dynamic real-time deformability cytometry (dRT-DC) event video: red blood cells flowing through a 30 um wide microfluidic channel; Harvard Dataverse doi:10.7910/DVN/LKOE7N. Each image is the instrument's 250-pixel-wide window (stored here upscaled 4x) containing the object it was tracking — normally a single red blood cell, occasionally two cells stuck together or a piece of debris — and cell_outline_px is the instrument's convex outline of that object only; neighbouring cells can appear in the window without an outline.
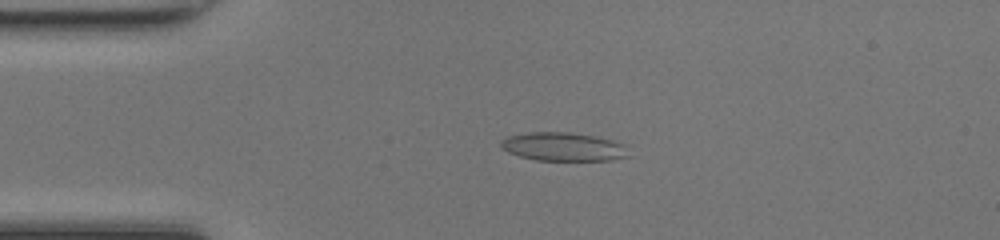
{"species": "common noctule bat (a hibernating species)", "species_latin": "Nyctalus noctula", "temperature_condition": "room temperature", "stored_images_in_passage": 48, "camera_frame_rate_fps": 3000, "um_per_image_px": 0.085, "animal": {"sex": "female", "body_mass_g": 17.0, "forearm_length_mm": 48.0}, "frame": {"image": 1, "passage_image": 11, "time_ms": 3.333, "image_size_px": [1000, 240], "cell_outline_px": [[632, 156], [612, 160], [536, 160], [520, 156], [508, 152], [500, 148], [500, 140], [508, 136], [528, 132], [568, 132], [592, 136], [612, 140], [624, 144]], "centroid_in_image_um": [47.88, 12.48], "position_along_channel_um": 37.1, "area_um2": 21.33}}
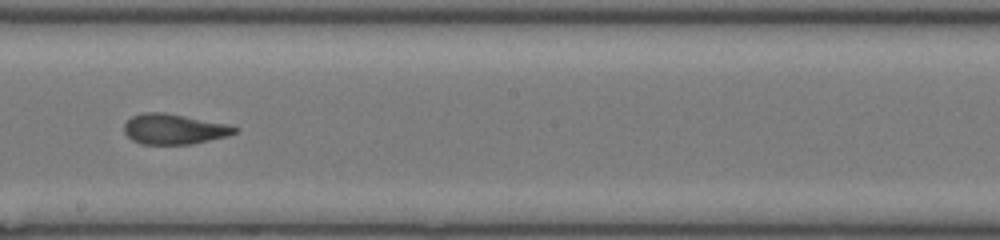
{"frame": {"image": 2, "passage_image": 27, "time_ms": 8.667, "image_size_px": [1000, 240], "cell_outline_px": [[240, 128], [236, 132], [228, 136], [192, 144], [140, 144], [132, 140], [124, 132], [124, 124], [132, 116], [144, 112], [164, 112], [228, 124]], "centroid_in_image_um": [14.8, 10.97], "position_along_channel_um": 233.4, "area_um2": 19.59}}
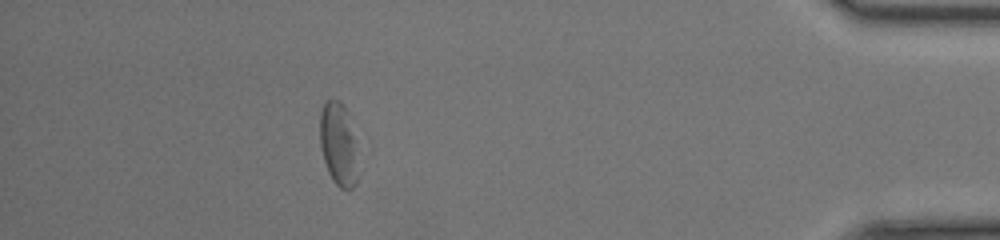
{"frame": {"image": 3, "passage_image": 43, "time_ms": 14.0, "image_size_px": [1000, 240], "cell_outline_px": [[356, 184], [352, 188], [340, 188], [332, 180], [328, 172], [324, 160], [320, 144], [320, 112], [324, 100], [340, 100], [348, 112], [352, 136], [356, 180]], "centroid_in_image_um": [28.69, 12.2], "position_along_channel_um": 406.5, "area_um2": 17.69}, "authors_computed_cell_mechanics": {"area_um2": 19.7676, "velocity_mm_per_s": 4.2931, "shape_relaxation_time_tau1_ms": 3.3533, "shape_relaxation_time_tau2_ms": 1.9503, "deformation_change_tau1": 0.1482, "deformation_change_tau2": 0.1137}}